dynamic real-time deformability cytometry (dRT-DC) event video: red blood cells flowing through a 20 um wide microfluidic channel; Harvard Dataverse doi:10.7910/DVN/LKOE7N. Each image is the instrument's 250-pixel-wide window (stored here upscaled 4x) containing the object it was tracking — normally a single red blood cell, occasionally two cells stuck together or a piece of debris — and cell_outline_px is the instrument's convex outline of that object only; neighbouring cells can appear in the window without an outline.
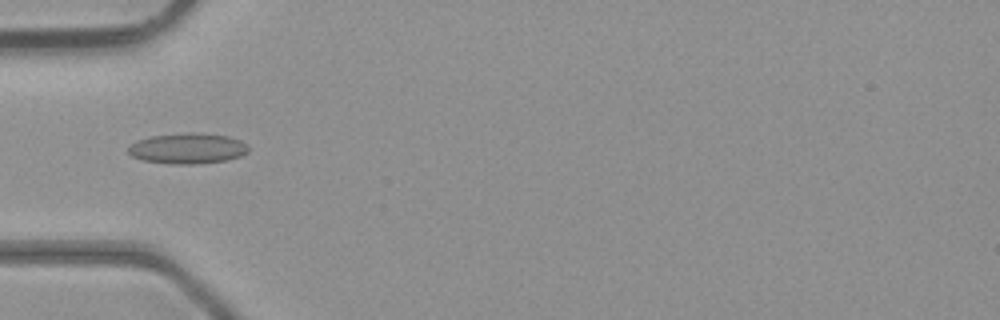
{"species": "common noctule bat (a hibernating species)", "species_latin": "Nyctalus noctula", "temperature_condition": "room temperature", "stored_images_in_passage": 37, "camera_frame_rate_fps": 3000, "um_per_image_px": 0.085, "animal": {"sex": "male", "body_mass_g": 23.1, "forearm_length_mm": 52.7}, "frame": {"image": 1, "passage_image": 6, "time_ms": 1.667, "image_size_px": [1000, 320], "cell_outline_px": [[248, 152], [240, 156], [228, 160], [196, 164], [172, 164], [144, 160], [132, 156], [128, 152], [128, 148], [136, 140], [152, 136], [188, 132], [200, 132], [228, 136], [240, 140], [248, 144]], "centroid_in_image_um": [15.98, 12.61], "position_along_channel_um": 69.0, "area_um2": 21.56}}
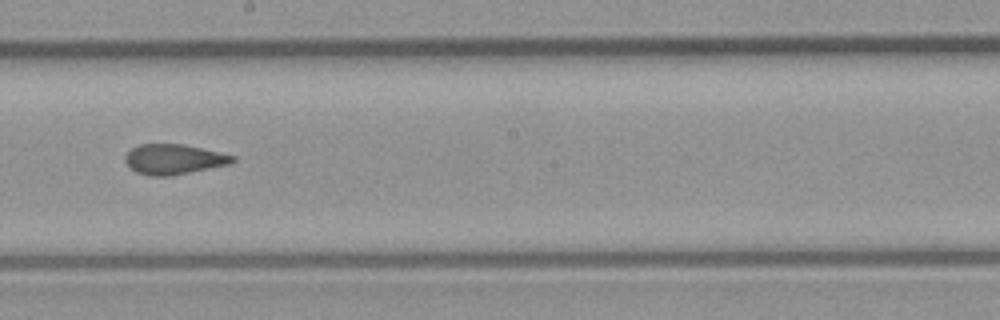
{"frame": {"image": 2, "passage_image": 17, "time_ms": 5.333, "image_size_px": [1000, 320], "cell_outline_px": [[236, 160], [232, 164], [168, 176], [152, 176], [136, 172], [124, 160], [124, 156], [132, 148], [140, 144], [184, 144], [220, 152], [236, 156]], "centroid_in_image_um": [14.81, 13.53], "position_along_channel_um": 233.4, "area_um2": 18.84}}
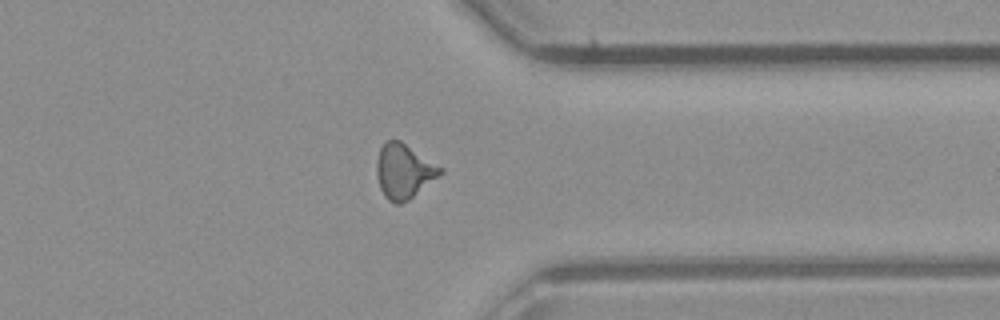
{"frame": {"image": 3, "passage_image": 27, "time_ms": 8.667, "image_size_px": [1000, 320], "cell_outline_px": [[444, 172], [408, 200], [400, 204], [396, 204], [388, 200], [384, 196], [380, 188], [376, 172], [376, 160], [380, 148], [384, 140], [400, 140], [444, 168]], "centroid_in_image_um": [34.32, 14.54], "position_along_channel_um": 377.1, "area_um2": 20.35}, "authors_computed_cell_mechanics": {"area_um2": 19.1896, "velocity_mm_per_s": 4.4545, "shape_relaxation_time_tau1_ms": null, "shape_relaxation_time_tau2_ms": 1.7859, "deformation_change_tau1": null, "deformation_change_tau2": 0.0719}}